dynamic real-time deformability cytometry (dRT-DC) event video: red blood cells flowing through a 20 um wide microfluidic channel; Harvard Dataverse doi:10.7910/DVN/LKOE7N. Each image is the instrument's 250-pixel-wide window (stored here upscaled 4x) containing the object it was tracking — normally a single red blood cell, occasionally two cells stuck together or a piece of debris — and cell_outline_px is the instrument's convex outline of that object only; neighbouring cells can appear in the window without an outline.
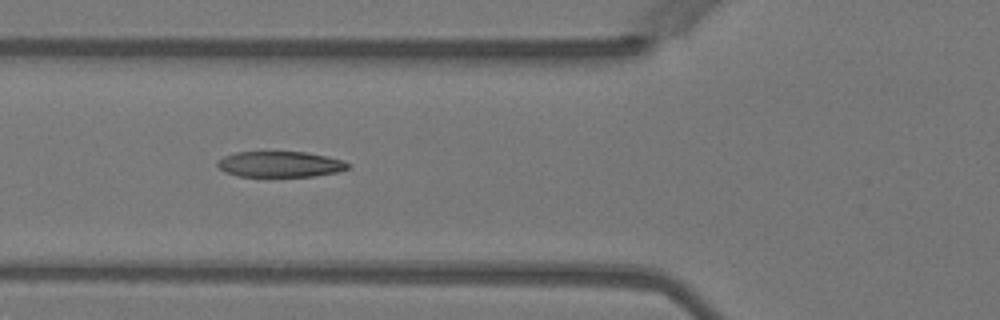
{"species": "Egyptian fruit bat (a non-hibernating species)", "species_latin": "Rousettus aegyptiacus", "temperature_condition": "warm", "stored_images_in_passage": 11, "camera_frame_rate_fps": 3000, "um_per_image_px": 0.085, "animal": {"sex": "female"}, "frame": {"image": 1, "passage_image": 3, "time_ms": 0.667, "image_size_px": [1000, 320], "cell_outline_px": [[344, 168], [324, 172], [300, 176], [252, 176], [260, 152], [292, 152], [316, 156], [344, 164]], "centroid_in_image_um": [24.86, 13.99], "position_along_channel_um": 100.9, "area_um2": 12.08}}
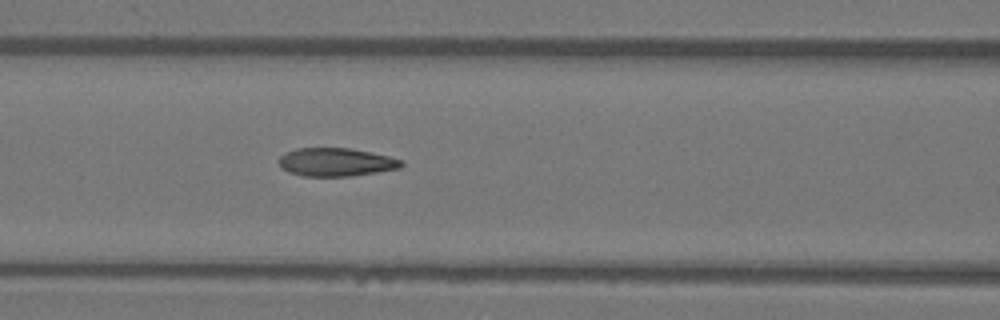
{"frame": {"image": 2, "passage_image": 6, "time_ms": 1.667, "image_size_px": [1000, 320], "cell_outline_px": [[400, 164], [384, 168], [360, 172], [304, 172], [320, 148], [332, 148], [360, 152], [380, 156], [392, 160]], "centroid_in_image_um": [29.47, 13.73], "position_along_channel_um": 137.1, "area_um2": 11.27}}